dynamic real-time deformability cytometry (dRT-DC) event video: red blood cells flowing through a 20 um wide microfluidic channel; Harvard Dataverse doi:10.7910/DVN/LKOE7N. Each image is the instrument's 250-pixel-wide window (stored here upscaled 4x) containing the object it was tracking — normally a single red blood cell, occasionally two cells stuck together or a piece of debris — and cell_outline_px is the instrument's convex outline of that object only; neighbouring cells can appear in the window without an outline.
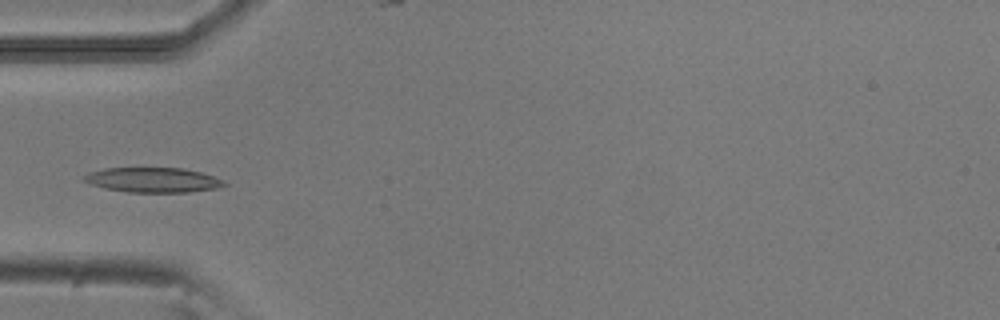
{"species": "common noctule bat (a hibernating species)", "species_latin": "Nyctalus noctula", "temperature_condition": "room temperature", "stored_images_in_passage": 6, "camera_frame_rate_fps": 3000, "um_per_image_px": 0.085, "animal": {"sex": "male", "body_mass_g": 20.5, "forearm_length_mm": 52.5}, "frame": {"image": 1, "passage_image": 5, "time_ms": 1.333, "image_size_px": [1000, 320], "cell_outline_px": [[228, 184], [216, 188], [188, 192], [128, 192], [104, 188], [92, 184], [84, 180], [84, 176], [88, 172], [104, 168], [184, 168], [200, 172], [224, 180]], "centroid_in_image_um": [13.0, 15.29], "position_along_channel_um": 72.0, "area_um2": 20.17}}